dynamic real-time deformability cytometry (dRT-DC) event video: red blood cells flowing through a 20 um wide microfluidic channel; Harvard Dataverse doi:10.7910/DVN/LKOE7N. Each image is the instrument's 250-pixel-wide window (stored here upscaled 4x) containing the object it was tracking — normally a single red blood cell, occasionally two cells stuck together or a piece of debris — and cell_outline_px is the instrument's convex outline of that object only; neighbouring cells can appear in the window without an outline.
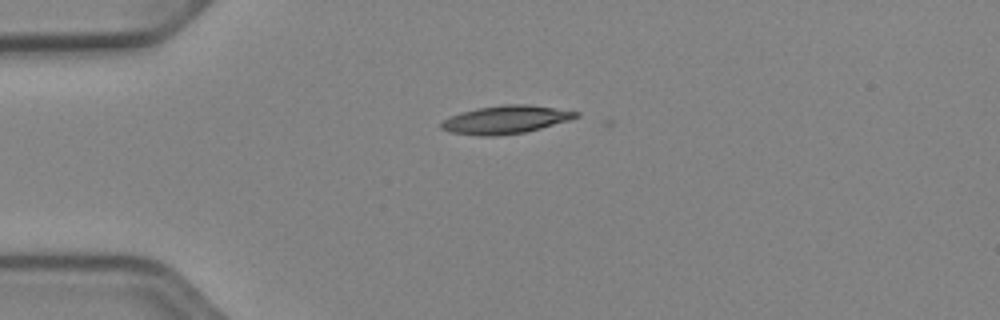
{"species": "Egyptian fruit bat (a non-hibernating species)", "species_latin": "Rousettus aegyptiacus", "temperature_condition": "cold", "stored_images_in_passage": 2, "camera_frame_rate_fps": 3000, "um_per_image_px": 0.085, "animal": {"sex": "female"}, "frame": {"image": 1, "passage_image": 1, "time_ms": 0.0, "image_size_px": [1000, 320], "cell_outline_px": [[580, 116], [568, 120], [540, 128], [524, 132], [496, 136], [480, 136], [448, 132], [440, 128], [440, 124], [444, 120], [460, 112], [476, 108], [504, 104], [528, 104], [580, 112]], "centroid_in_image_um": [42.95, 10.17], "position_along_channel_um": 42.1, "area_um2": 21.96}}